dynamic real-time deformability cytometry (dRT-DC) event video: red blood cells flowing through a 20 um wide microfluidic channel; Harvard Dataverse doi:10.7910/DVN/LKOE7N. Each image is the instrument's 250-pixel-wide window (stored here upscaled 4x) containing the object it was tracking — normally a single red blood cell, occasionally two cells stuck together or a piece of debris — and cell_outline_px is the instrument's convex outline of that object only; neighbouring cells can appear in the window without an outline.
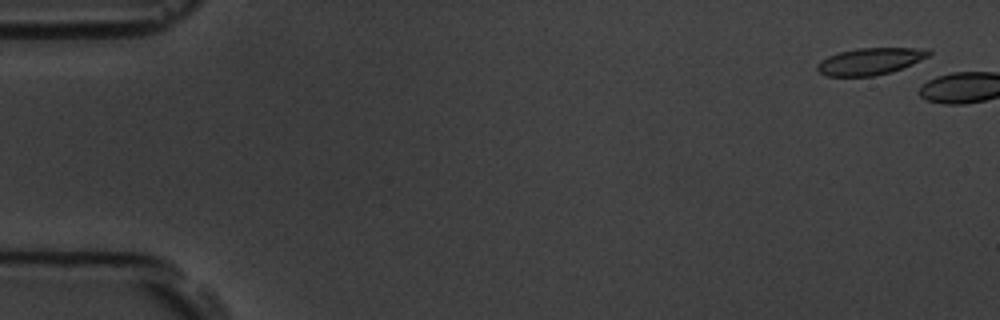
{"species": "common noctule bat (a hibernating species)", "species_latin": "Nyctalus noctula", "temperature_condition": "room temperature", "stored_images_in_passage": 3, "camera_frame_rate_fps": 3000, "um_per_image_px": 0.085, "animal": {"sex": "male", "body_mass_g": 19.5, "forearm_length_mm": 54.6}, "frame": {"image": 1, "passage_image": 1, "time_ms": 0.0, "image_size_px": [1000, 320], "cell_outline_px": [[932, 52], [928, 56], [912, 64], [892, 72], [872, 76], [828, 76], [820, 72], [816, 68], [816, 64], [820, 60], [828, 56], [840, 52], [856, 48], [928, 48]], "centroid_in_image_um": [73.96, 5.2], "position_along_channel_um": 11.0, "area_um2": 17.46}}